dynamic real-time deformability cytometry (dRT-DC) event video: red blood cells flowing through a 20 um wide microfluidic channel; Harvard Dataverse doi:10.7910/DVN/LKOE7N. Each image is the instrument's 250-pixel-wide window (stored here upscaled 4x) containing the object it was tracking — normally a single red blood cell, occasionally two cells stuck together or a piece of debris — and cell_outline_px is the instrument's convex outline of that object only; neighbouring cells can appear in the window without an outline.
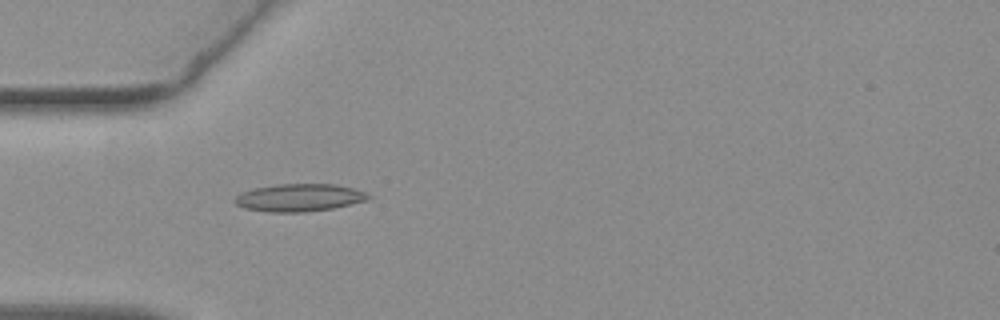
{"species": "common noctule bat (a hibernating species)", "species_latin": "Nyctalus noctula", "temperature_condition": "warm", "stored_images_in_passage": 39, "camera_frame_rate_fps": 3000, "um_per_image_px": 0.085, "animal": {"sex": "female", "body_mass_g": 19.3, "forearm_length_mm": 54.1}, "frame": {"image": 1, "passage_image": 1, "time_ms": 0.0, "image_size_px": [1000, 320], "cell_outline_px": [[372, 200], [332, 208], [304, 212], [268, 212], [244, 208], [236, 204], [232, 200], [240, 192], [256, 188], [276, 184], [336, 184], [352, 188], [364, 192], [372, 196]], "centroid_in_image_um": [25.45, 16.8], "position_along_channel_um": 59.5, "area_um2": 21.62}}
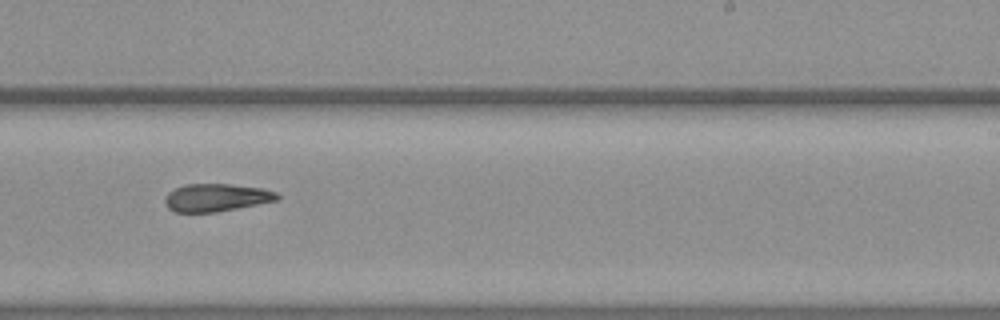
{"frame": {"image": 2, "passage_image": 18, "time_ms": 5.667, "image_size_px": [1000, 320], "cell_outline_px": [[280, 200], [216, 212], [176, 212], [168, 208], [164, 204], [164, 200], [168, 192], [184, 184], [232, 184], [260, 188], [276, 192], [280, 196]], "centroid_in_image_um": [18.38, 16.79], "position_along_channel_um": 270.6, "area_um2": 18.21}}
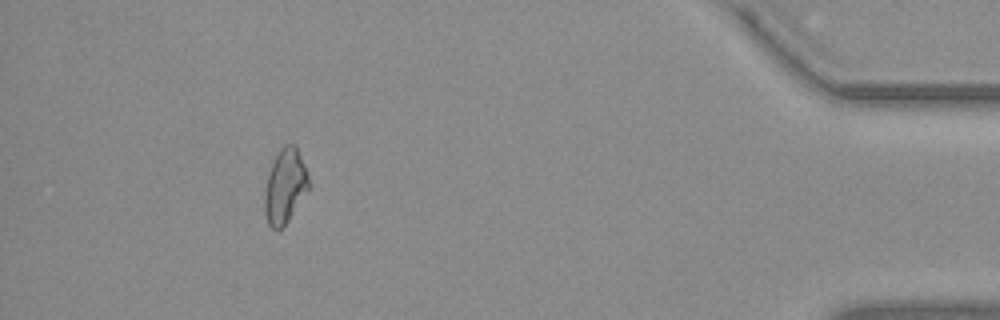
{"frame": {"image": 3, "passage_image": 34, "time_ms": 11.0, "image_size_px": [1000, 320], "cell_outline_px": [[308, 188], [288, 220], [276, 232], [268, 224], [264, 212], [264, 188], [272, 164], [280, 148], [284, 144], [296, 144], [304, 164], [308, 176]], "centroid_in_image_um": [24.2, 15.81], "position_along_channel_um": 411.0, "area_um2": 18.84}, "authors_computed_cell_mechanics": {"area_um2": 18.6694, "velocity_mm_per_s": 3.7817, "shape_relaxation_time_tau1_ms": 11.285, "shape_relaxation_time_tau2_ms": null, "deformation_change_tau1": 0.2047, "deformation_change_tau2": null}}